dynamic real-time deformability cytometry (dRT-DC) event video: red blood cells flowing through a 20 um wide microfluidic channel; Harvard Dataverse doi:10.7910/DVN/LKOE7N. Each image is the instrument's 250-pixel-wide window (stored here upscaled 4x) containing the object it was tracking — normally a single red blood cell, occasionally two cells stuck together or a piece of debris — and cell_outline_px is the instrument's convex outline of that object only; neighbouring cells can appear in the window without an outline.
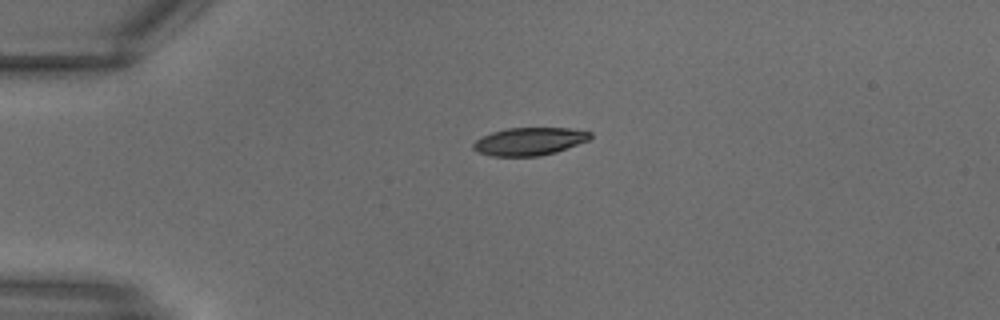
{"species": "common noctule bat (a hibernating species)", "species_latin": "Nyctalus noctula", "temperature_condition": "warm", "stored_images_in_passage": 5, "camera_frame_rate_fps": 3000, "um_per_image_px": 0.085, "animal": {"sex": "male", "body_mass_g": 18.8}, "frame": {"image": 1, "passage_image": 1, "time_ms": 0.0, "image_size_px": [1000, 320], "cell_outline_px": [[592, 136], [588, 140], [556, 152], [540, 156], [492, 156], [476, 152], [472, 148], [472, 144], [476, 140], [492, 132], [508, 128], [568, 128], [592, 132]], "centroid_in_image_um": [44.98, 12.02], "position_along_channel_um": 40.0, "area_um2": 18.9}}
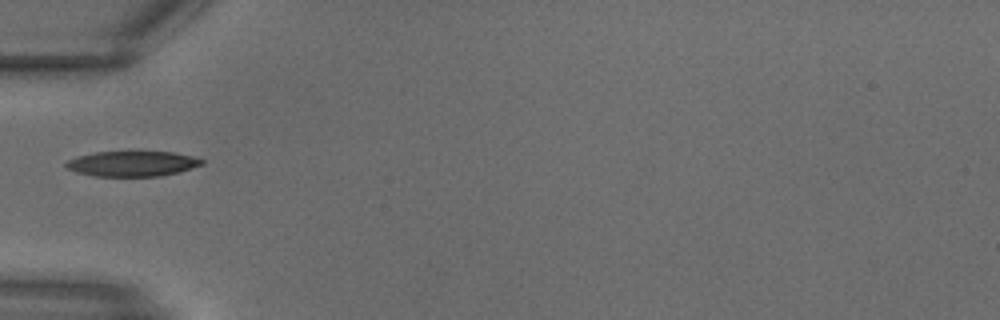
{"frame": {"image": 2, "passage_image": 4, "time_ms": 1.0, "image_size_px": [1000, 320], "cell_outline_px": [[204, 164], [180, 172], [160, 176], [96, 176], [76, 172], [68, 168], [64, 164], [68, 160], [76, 156], [96, 152], [136, 148], [176, 152], [192, 156], [204, 160]], "centroid_in_image_um": [11.29, 13.85], "position_along_channel_um": 73.7, "area_um2": 21.15}}